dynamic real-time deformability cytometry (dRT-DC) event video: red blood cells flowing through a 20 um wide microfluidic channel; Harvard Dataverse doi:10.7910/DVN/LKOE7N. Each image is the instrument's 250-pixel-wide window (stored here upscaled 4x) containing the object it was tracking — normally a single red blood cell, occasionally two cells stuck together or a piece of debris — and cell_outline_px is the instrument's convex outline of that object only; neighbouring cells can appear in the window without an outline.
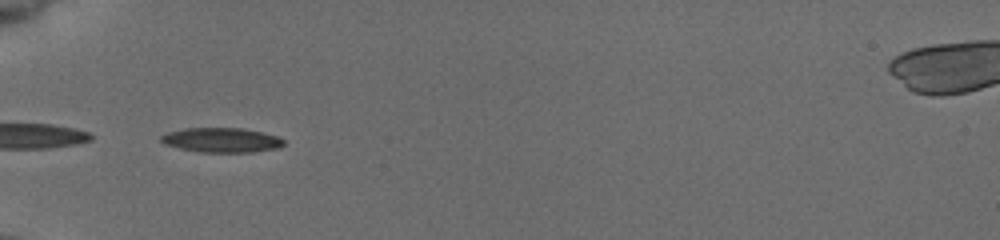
{"species": "common noctule bat (a hibernating species)", "species_latin": "Nyctalus noctula", "temperature_condition": "cold", "stored_images_in_passage": 35, "camera_frame_rate_fps": 3000, "um_per_image_px": 0.085, "animal": {"sex": "female", "body_mass_g": 19.5, "forearm_length_mm": 54.1}, "frame": {"image": 1, "passage_image": 1, "time_ms": 0.0, "image_size_px": [1000, 240], "cell_outline_px": [[284, 144], [276, 148], [252, 152], [204, 152], [180, 148], [168, 144], [160, 140], [160, 136], [168, 132], [184, 128], [244, 128], [276, 136], [284, 140]], "centroid_in_image_um": [18.83, 11.9], "position_along_channel_um": 66.2, "area_um2": 17.28}}
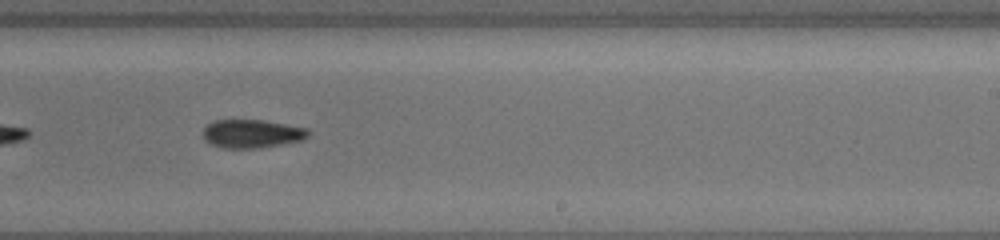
{"frame": {"image": 2, "passage_image": 17, "time_ms": 5.333, "image_size_px": [1000, 240], "cell_outline_px": [[308, 136], [304, 140], [284, 144], [260, 148], [224, 148], [212, 144], [204, 140], [204, 128], [208, 124], [216, 120], [264, 120], [308, 128]], "centroid_in_image_um": [21.44, 11.37], "position_along_channel_um": 267.6, "area_um2": 17.46}}
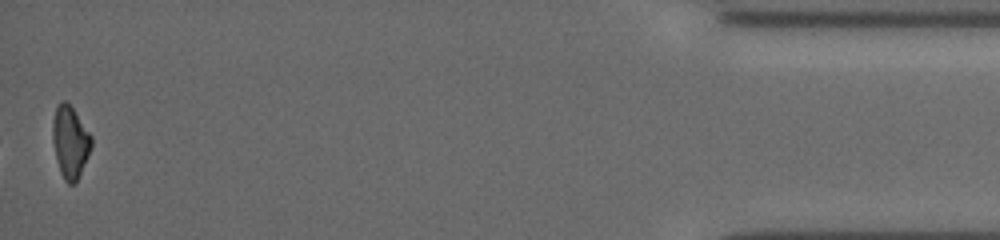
{"frame": {"image": 3, "passage_image": 35, "time_ms": 11.333, "image_size_px": [1000, 240], "cell_outline_px": [[92, 144], [80, 172], [76, 180], [72, 184], [68, 184], [64, 180], [60, 172], [52, 140], [52, 120], [56, 104], [60, 100], [64, 100], [72, 108], [92, 136]], "centroid_in_image_um": [5.93, 12.02], "position_along_channel_um": 429.3, "area_um2": 16.01}, "authors_computed_cell_mechanics": {"area_um2": 17.3978, "velocity_mm_per_s": 3.9131, "shape_relaxation_time_tau1_ms": 3.9545, "shape_relaxation_time_tau2_ms": null, "deformation_change_tau1": 0.1376, "deformation_change_tau2": null}}